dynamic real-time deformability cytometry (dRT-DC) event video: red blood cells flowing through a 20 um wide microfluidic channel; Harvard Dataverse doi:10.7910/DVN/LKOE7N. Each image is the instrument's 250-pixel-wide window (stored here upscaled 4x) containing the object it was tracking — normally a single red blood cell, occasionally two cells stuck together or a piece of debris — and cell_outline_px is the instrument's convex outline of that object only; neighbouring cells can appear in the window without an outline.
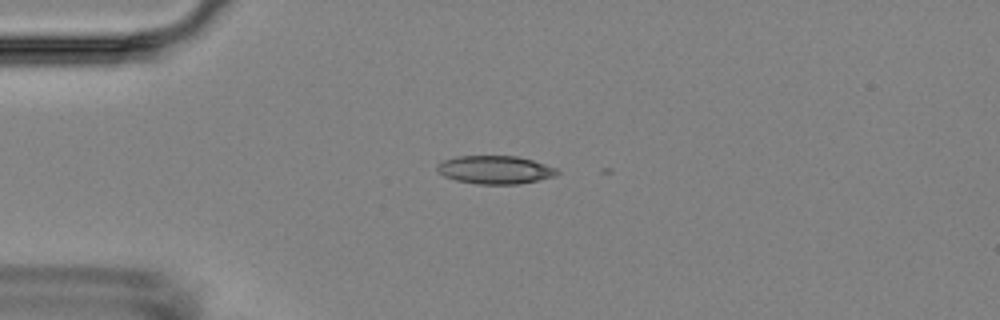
{"species": "Egyptian fruit bat (a non-hibernating species)", "species_latin": "Rousettus aegyptiacus", "temperature_condition": "room temperature", "stored_images_in_passage": 4, "camera_frame_rate_fps": 3000, "um_per_image_px": 0.085, "animal": {"sex": "female"}, "frame": {"image": 1, "passage_image": 1, "time_ms": 0.0, "image_size_px": [1000, 320], "cell_outline_px": [[560, 172], [556, 176], [520, 184], [476, 184], [456, 180], [444, 176], [436, 168], [436, 164], [444, 160], [456, 156], [516, 156], [532, 160], [556, 168]], "centroid_in_image_um": [42.08, 14.43], "position_along_channel_um": 42.9, "area_um2": 19.71}}